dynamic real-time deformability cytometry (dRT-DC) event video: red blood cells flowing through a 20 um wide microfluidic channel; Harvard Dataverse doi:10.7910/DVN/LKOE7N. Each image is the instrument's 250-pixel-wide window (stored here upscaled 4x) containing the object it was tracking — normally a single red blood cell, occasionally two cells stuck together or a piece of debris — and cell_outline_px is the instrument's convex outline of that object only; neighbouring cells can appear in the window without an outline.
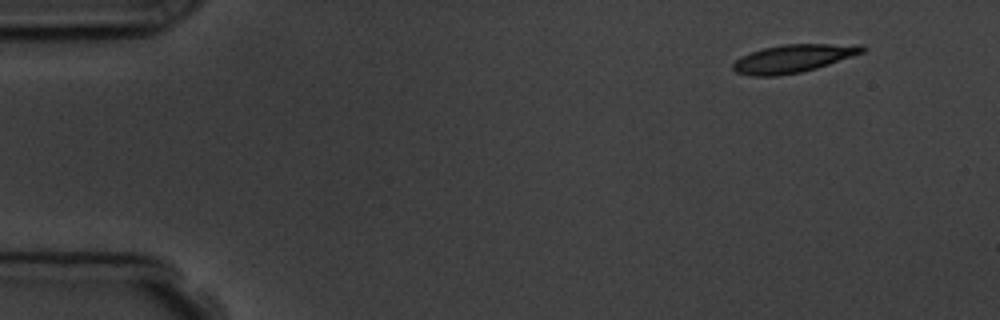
{"species": "common noctule bat (a hibernating species)", "species_latin": "Nyctalus noctula", "temperature_condition": "room temperature", "stored_images_in_passage": 4, "camera_frame_rate_fps": 3000, "um_per_image_px": 0.085, "animal": {"sex": "male", "body_mass_g": 19.5, "forearm_length_mm": 54.6}, "frame": {"image": 1, "passage_image": 1, "time_ms": 0.0, "image_size_px": [1000, 320], "cell_outline_px": [[868, 48], [864, 52], [816, 68], [800, 72], [776, 76], [752, 76], [736, 72], [732, 68], [732, 64], [736, 60], [752, 52], [764, 48], [784, 44], [864, 44]], "centroid_in_image_um": [67.46, 4.96], "position_along_channel_um": 17.5, "area_um2": 20.92}}
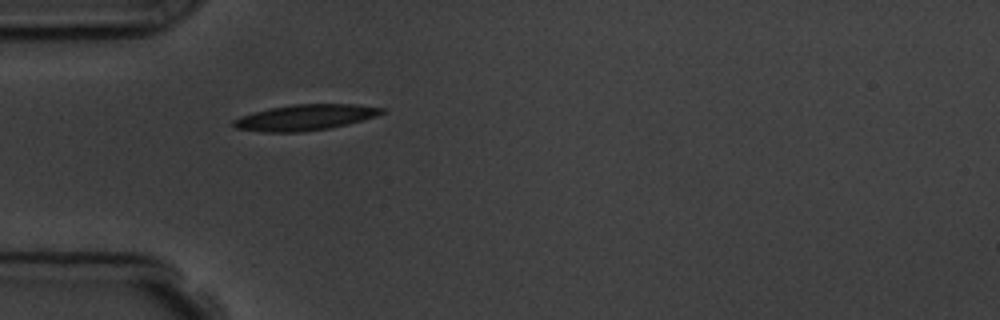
{"frame": {"image": 2, "passage_image": 4, "time_ms": 3.667, "image_size_px": [1000, 320], "cell_outline_px": [[384, 112], [376, 116], [364, 120], [348, 124], [328, 128], [304, 132], [264, 132], [236, 128], [232, 124], [232, 120], [240, 116], [252, 112], [268, 108], [292, 104], [360, 104], [384, 108]], "centroid_in_image_um": [25.93, 9.97], "position_along_channel_um": 59.1, "area_um2": 22.48}}